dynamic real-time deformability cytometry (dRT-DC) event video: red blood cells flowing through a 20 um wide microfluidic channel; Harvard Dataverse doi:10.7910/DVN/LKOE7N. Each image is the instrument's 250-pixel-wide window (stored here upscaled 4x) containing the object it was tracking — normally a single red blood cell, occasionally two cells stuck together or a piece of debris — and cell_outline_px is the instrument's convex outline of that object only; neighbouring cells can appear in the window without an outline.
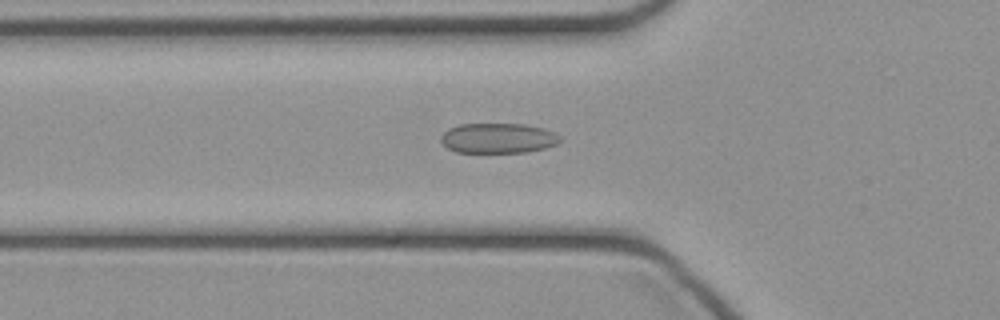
{"species": "common noctule bat (a hibernating species)", "species_latin": "Nyctalus noctula", "temperature_condition": "cold", "stored_images_in_passage": 41, "camera_frame_rate_fps": 3000, "um_per_image_px": 0.085, "animal": {"sex": "female", "body_mass_g": 21.9}, "frame": {"image": 1, "passage_image": 11, "time_ms": 3.333, "image_size_px": [1000, 320], "cell_outline_px": [[560, 140], [556, 144], [544, 148], [528, 152], [456, 152], [448, 148], [440, 140], [440, 136], [448, 128], [460, 124], [524, 124], [544, 128], [556, 132], [560, 136]], "centroid_in_image_um": [42.34, 11.74], "position_along_channel_um": 83.5, "area_um2": 20.92}}
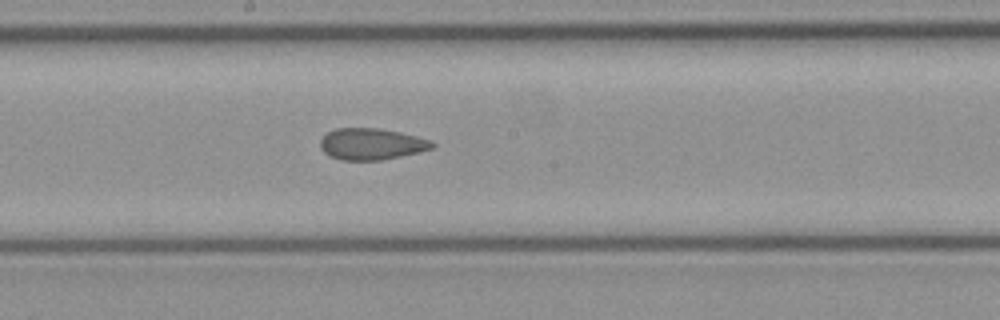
{"frame": {"image": 2, "passage_image": 20, "time_ms": 6.333, "image_size_px": [1000, 320], "cell_outline_px": [[436, 144], [432, 148], [400, 156], [380, 160], [340, 160], [328, 156], [320, 148], [320, 140], [328, 132], [336, 128], [376, 128], [400, 132], [432, 140]], "centroid_in_image_um": [31.54, 12.24], "position_along_channel_um": 216.7, "area_um2": 20.46}}
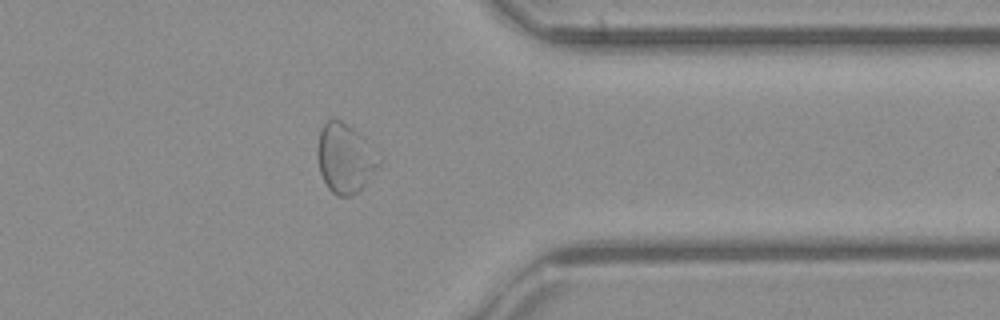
{"frame": {"image": 3, "passage_image": 32, "time_ms": 10.333, "image_size_px": [1000, 320], "cell_outline_px": [[380, 164], [364, 184], [356, 192], [348, 196], [336, 196], [328, 188], [320, 172], [316, 156], [316, 148], [320, 128], [328, 120], [340, 120], [348, 124], [360, 136], [380, 160]], "centroid_in_image_um": [29.25, 13.45], "position_along_channel_um": 382.2, "area_um2": 24.16}}